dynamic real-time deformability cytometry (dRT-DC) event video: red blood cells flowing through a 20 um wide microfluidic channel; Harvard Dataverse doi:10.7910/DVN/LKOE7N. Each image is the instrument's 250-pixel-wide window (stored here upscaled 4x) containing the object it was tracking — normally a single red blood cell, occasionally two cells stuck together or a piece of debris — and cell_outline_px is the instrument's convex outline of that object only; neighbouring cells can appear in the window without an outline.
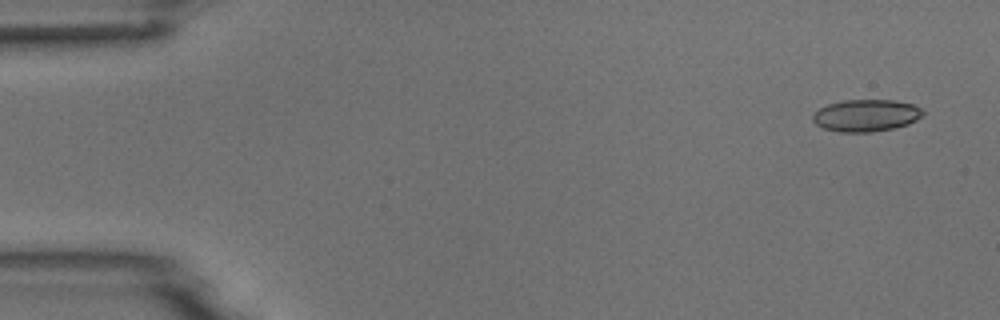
{"species": "common noctule bat (a hibernating species)", "species_latin": "Nyctalus noctula", "temperature_condition": "room temperature", "stored_images_in_passage": 4, "camera_frame_rate_fps": 3000, "um_per_image_px": 0.085, "animal": {"sex": "male", "body_mass_g": 18.8}, "frame": {"image": 1, "passage_image": 1, "time_ms": 0.0, "image_size_px": [1000, 320], "cell_outline_px": [[924, 116], [908, 124], [892, 128], [872, 132], [840, 132], [824, 128], [816, 124], [812, 120], [812, 116], [820, 108], [828, 104], [844, 100], [896, 100], [912, 104], [920, 108], [924, 112]], "centroid_in_image_um": [73.63, 9.81], "position_along_channel_um": 11.4, "area_um2": 20.52}}
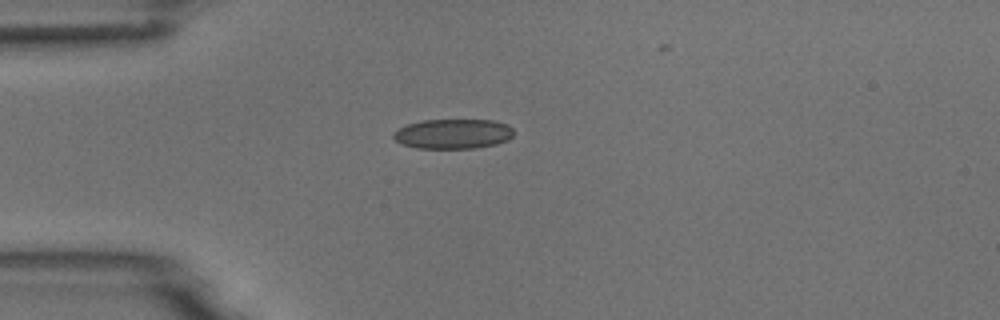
{"frame": {"image": 2, "passage_image": 4, "time_ms": 3.667, "image_size_px": [1000, 320], "cell_outline_px": [[512, 136], [508, 140], [496, 144], [476, 148], [416, 148], [404, 144], [396, 140], [392, 136], [392, 132], [408, 124], [424, 120], [492, 120], [508, 124], [512, 128]], "centroid_in_image_um": [38.52, 11.37], "position_along_channel_um": 46.5, "area_um2": 20.81}}